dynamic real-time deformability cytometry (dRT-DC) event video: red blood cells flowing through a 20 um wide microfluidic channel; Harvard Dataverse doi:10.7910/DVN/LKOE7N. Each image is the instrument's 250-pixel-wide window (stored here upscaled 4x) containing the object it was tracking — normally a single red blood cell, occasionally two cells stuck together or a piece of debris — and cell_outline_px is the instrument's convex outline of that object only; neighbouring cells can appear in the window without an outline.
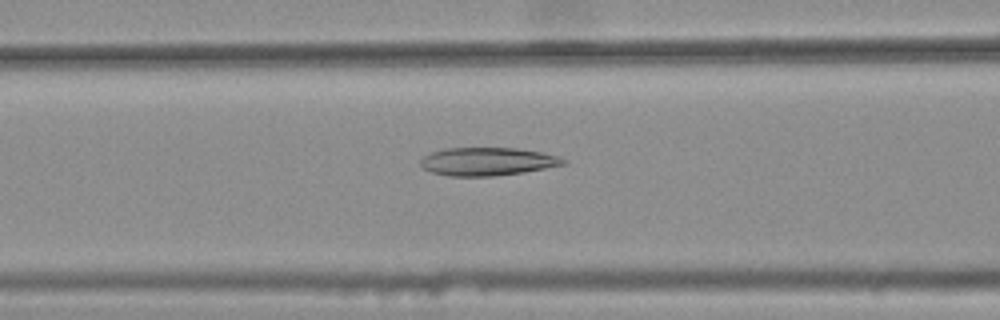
{"species": "common noctule bat (a hibernating species)", "species_latin": "Nyctalus noctula", "temperature_condition": "warm", "stored_images_in_passage": 47, "camera_frame_rate_fps": 3000, "um_per_image_px": 0.085, "animal": {"sex": "female", "body_mass_g": 25.1}, "frame": {"image": 1, "passage_image": 21, "time_ms": 6.667, "image_size_px": [1000, 320], "cell_outline_px": [[568, 164], [524, 172], [496, 176], [448, 176], [432, 172], [424, 168], [420, 164], [420, 160], [424, 156], [432, 152], [444, 148], [516, 148], [544, 152], [560, 156], [568, 160]], "centroid_in_image_um": [41.5, 13.72], "position_along_channel_um": 125.1, "area_um2": 23.64}}
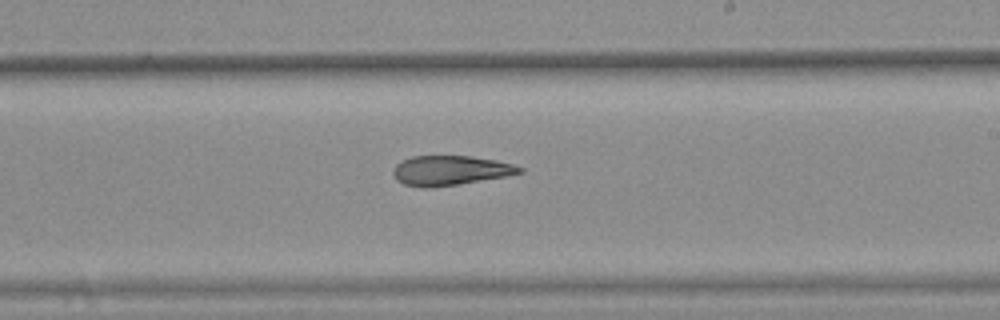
{"frame": {"image": 2, "passage_image": 31, "time_ms": 10.0, "image_size_px": [1000, 320], "cell_outline_px": [[524, 172], [504, 176], [456, 184], [424, 188], [404, 184], [396, 180], [392, 172], [392, 168], [400, 160], [412, 156], [472, 156], [496, 160], [512, 164], [524, 168]], "centroid_in_image_um": [38.22, 14.47], "position_along_channel_um": 250.8, "area_um2": 21.73}}
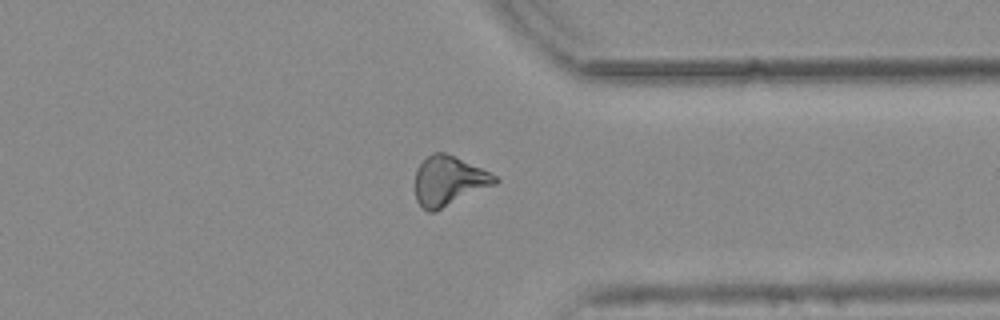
{"frame": {"image": 3, "passage_image": 41, "time_ms": 13.333, "image_size_px": [1000, 320], "cell_outline_px": [[500, 180], [496, 184], [436, 212], [428, 212], [416, 200], [416, 168], [432, 152], [444, 152], [480, 168], [496, 176]], "centroid_in_image_um": [38.14, 15.4], "position_along_channel_um": 373.3, "area_um2": 22.89}, "authors_computed_cell_mechanics": {"area_um2": 23.12, "velocity_mm_per_s": 3.7794, "shape_relaxation_time_tau1_ms": null, "shape_relaxation_time_tau2_ms": 6.5434, "deformation_change_tau1": null, "deformation_change_tau2": 0.1661}}